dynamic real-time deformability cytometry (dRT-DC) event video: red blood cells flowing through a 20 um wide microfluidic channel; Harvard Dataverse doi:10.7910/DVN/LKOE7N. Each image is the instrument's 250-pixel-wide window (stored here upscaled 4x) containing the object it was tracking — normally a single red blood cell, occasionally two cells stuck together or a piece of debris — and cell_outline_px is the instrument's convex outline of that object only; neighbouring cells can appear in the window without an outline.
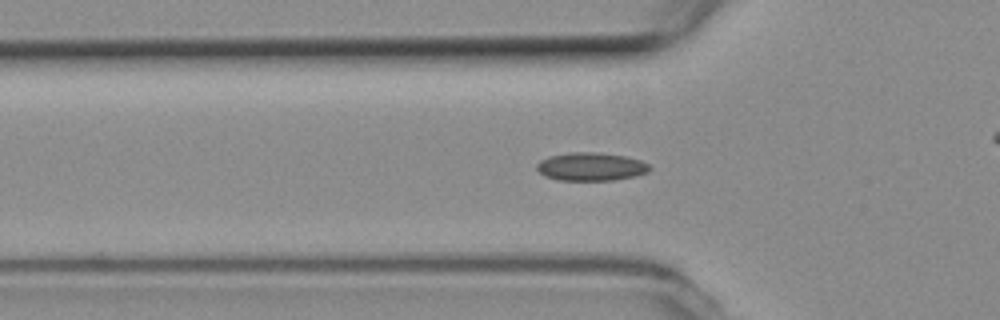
{"species": "common noctule bat (a hibernating species)", "species_latin": "Nyctalus noctula", "temperature_condition": "room temperature", "stored_images_in_passage": 39, "camera_frame_rate_fps": 3000, "um_per_image_px": 0.085, "animal": {"sex": "female", "body_mass_g": 19.3, "forearm_length_mm": 54.1}, "frame": {"image": 1, "passage_image": 2, "time_ms": 0.333, "image_size_px": [1000, 320], "cell_outline_px": [[652, 168], [648, 172], [636, 176], [612, 180], [560, 180], [544, 176], [536, 168], [536, 164], [540, 160], [548, 156], [572, 152], [596, 152], [628, 156], [640, 160], [648, 164]], "centroid_in_image_um": [50.24, 14.16], "position_along_channel_um": 75.6, "area_um2": 18.67}}
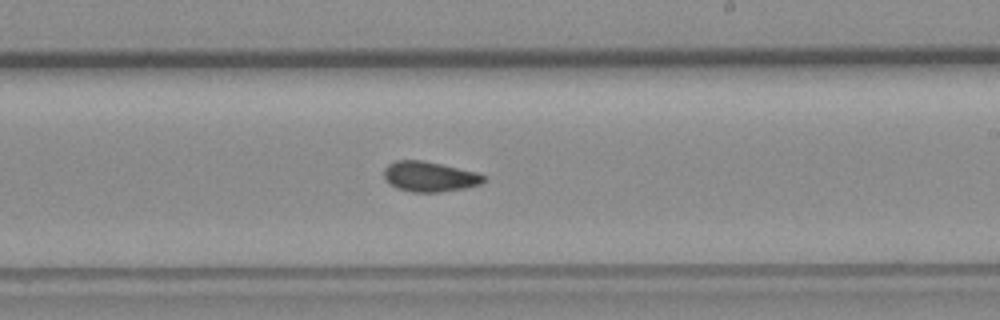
{"frame": {"image": 2, "passage_image": 16, "time_ms": 5.0, "image_size_px": [1000, 320], "cell_outline_px": [[488, 180], [480, 184], [464, 188], [436, 192], [412, 192], [396, 188], [388, 184], [384, 180], [384, 168], [388, 164], [396, 160], [424, 160], [476, 172], [488, 176]], "centroid_in_image_um": [36.5, 15.01], "position_along_channel_um": 252.5, "area_um2": 17.74}}
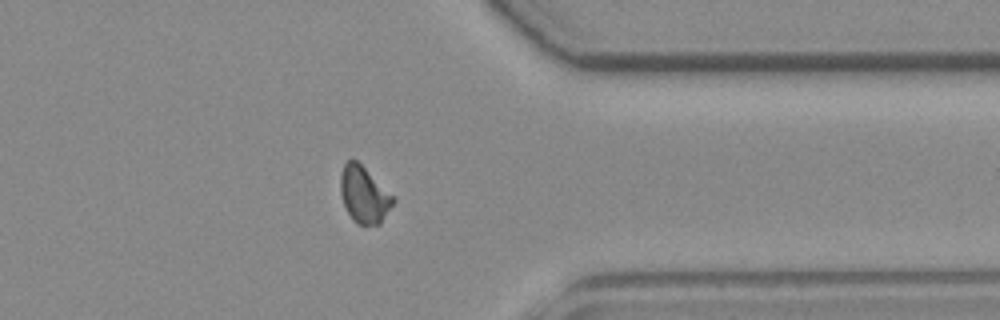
{"frame": {"image": 3, "passage_image": 27, "time_ms": 8.667, "image_size_px": [1000, 320], "cell_outline_px": [[396, 200], [380, 224], [356, 224], [352, 220], [344, 204], [340, 192], [340, 176], [344, 164], [348, 160], [356, 160]], "centroid_in_image_um": [30.92, 16.58], "position_along_channel_um": 380.5, "area_um2": 16.88}, "authors_computed_cell_mechanics": {"area_um2": 17.2244, "velocity_mm_per_s": 3.7841, "shape_relaxation_time_tau1_ms": null, "shape_relaxation_time_tau2_ms": 3.3371, "deformation_change_tau1": null, "deformation_change_tau2": 0.0829}}